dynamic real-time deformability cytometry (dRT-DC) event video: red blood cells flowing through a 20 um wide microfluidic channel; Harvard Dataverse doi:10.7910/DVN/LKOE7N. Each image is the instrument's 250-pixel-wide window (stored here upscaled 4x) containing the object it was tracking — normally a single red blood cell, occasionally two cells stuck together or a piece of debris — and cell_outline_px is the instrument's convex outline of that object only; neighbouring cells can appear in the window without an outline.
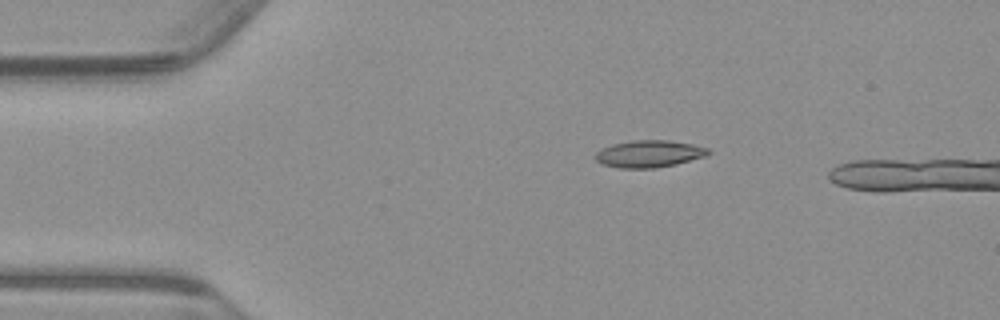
{"species": "common noctule bat (a hibernating species)", "species_latin": "Nyctalus noctula", "temperature_condition": "warm", "stored_images_in_passage": 23, "camera_frame_rate_fps": 3000, "um_per_image_px": 0.085, "animal": {"sex": "male", "body_mass_g": 23.1, "forearm_length_mm": 52.7}, "frame": {"image": 1, "passage_image": 1, "time_ms": 0.0, "image_size_px": [1000, 320], "cell_outline_px": [[712, 152], [704, 156], [676, 164], [652, 168], [620, 168], [604, 164], [596, 160], [596, 152], [600, 148], [612, 144], [632, 140], [668, 140], [692, 144], [708, 148]], "centroid_in_image_um": [55.16, 13.06], "position_along_channel_um": 29.8, "area_um2": 17.69}}
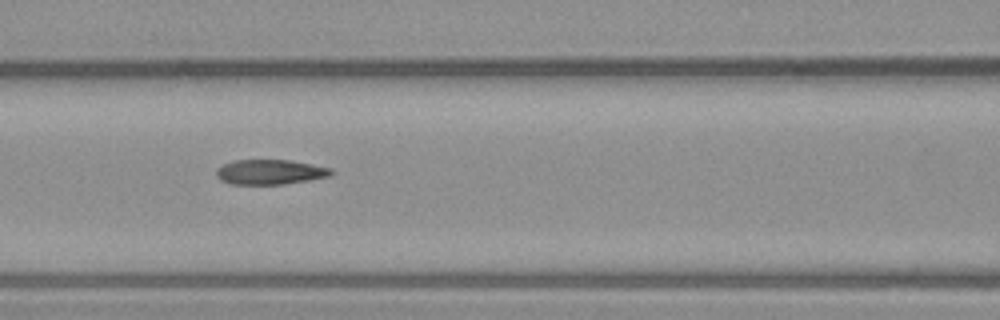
{"frame": {"image": 2, "passage_image": 14, "time_ms": 4.333, "image_size_px": [1000, 320], "cell_outline_px": [[332, 172], [328, 176], [308, 180], [284, 184], [228, 184], [220, 180], [216, 176], [216, 168], [224, 164], [236, 160], [288, 160], [312, 164], [332, 168]], "centroid_in_image_um": [22.91, 14.62], "position_along_channel_um": 143.7, "area_um2": 16.59}}
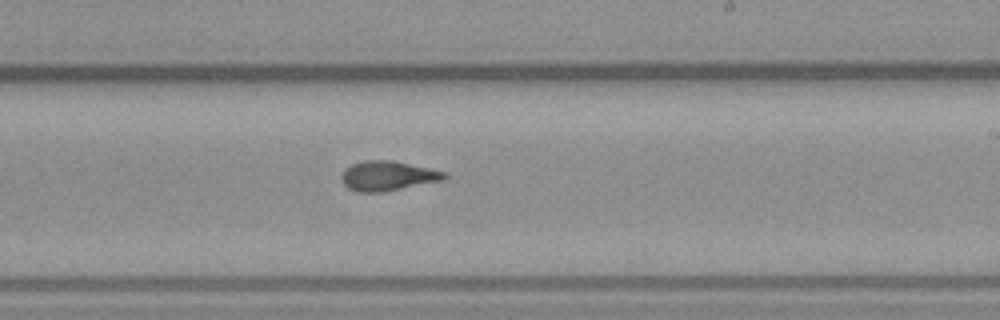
{"frame": {"image": 3, "passage_image": 23, "time_ms": 7.333, "image_size_px": [1000, 320], "cell_outline_px": [[448, 176], [440, 180], [384, 192], [356, 192], [348, 188], [344, 184], [340, 176], [344, 168], [352, 164], [364, 160], [392, 160], [448, 172]], "centroid_in_image_um": [32.91, 14.94], "position_along_channel_um": 256.1, "area_um2": 17.8}}